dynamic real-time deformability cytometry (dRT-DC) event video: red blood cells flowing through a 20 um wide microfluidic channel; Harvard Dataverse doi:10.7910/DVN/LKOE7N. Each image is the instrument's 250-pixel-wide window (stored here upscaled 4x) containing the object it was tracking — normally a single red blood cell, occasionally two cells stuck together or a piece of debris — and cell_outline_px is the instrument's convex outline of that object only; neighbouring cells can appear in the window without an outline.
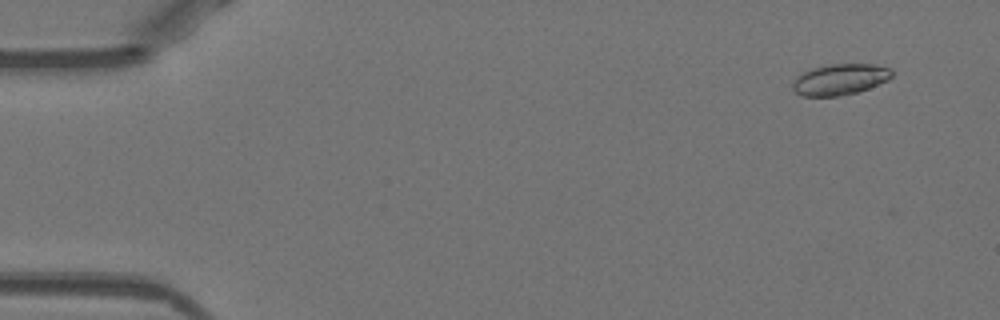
{"species": "Egyptian fruit bat (a non-hibernating species)", "species_latin": "Rousettus aegyptiacus", "temperature_condition": "warm", "stored_images_in_passage": 50, "camera_frame_rate_fps": 3000, "um_per_image_px": 0.085, "animal": {"sex": "female"}, "frame": {"image": 1, "passage_image": 4, "time_ms": 1.0, "image_size_px": [1000, 320], "cell_outline_px": [[892, 76], [888, 80], [868, 88], [856, 92], [836, 96], [800, 96], [792, 88], [792, 84], [796, 76], [812, 68], [832, 64], [872, 64], [892, 68]], "centroid_in_image_um": [71.39, 6.74], "position_along_channel_um": 13.6, "area_um2": 17.86}}
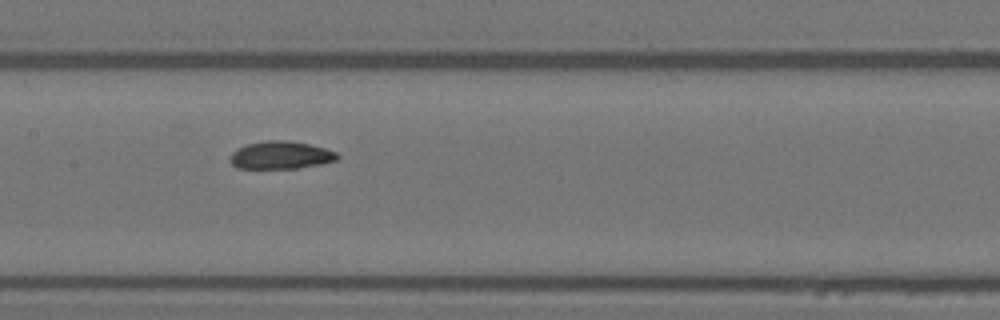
{"frame": {"image": 2, "passage_image": 26, "time_ms": 8.333, "image_size_px": [1000, 320], "cell_outline_px": [[340, 156], [336, 160], [320, 164], [296, 168], [236, 168], [228, 160], [232, 152], [248, 144], [264, 140], [284, 140], [308, 144], [324, 148], [336, 152]], "centroid_in_image_um": [23.84, 13.19], "position_along_channel_um": 183.6, "area_um2": 17.17}}
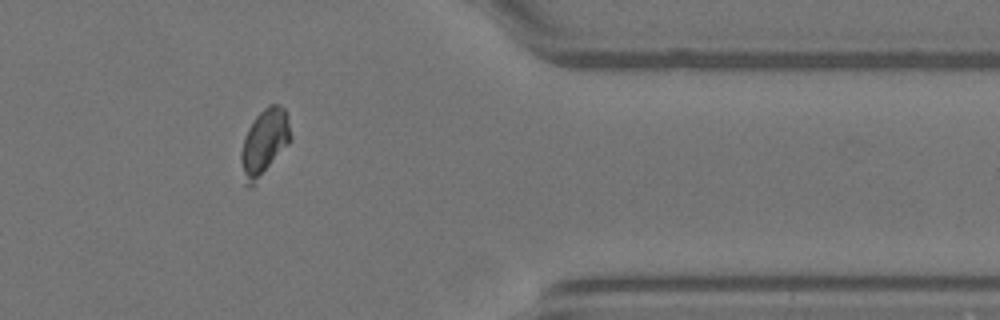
{"frame": {"image": 3, "passage_image": 43, "time_ms": 14.0, "image_size_px": [1000, 320], "cell_outline_px": [[292, 140], [252, 188], [248, 188], [244, 184], [240, 160], [240, 152], [248, 128], [256, 116], [268, 104], [280, 104], [284, 108], [288, 116], [292, 136]], "centroid_in_image_um": [22.47, 12.13], "position_along_channel_um": 388.9, "area_um2": 19.54}, "authors_computed_cell_mechanics": {"area_um2": 17.918, "velocity_mm_per_s": 3.9494, "shape_relaxation_time_tau1_ms": 6.0264, "shape_relaxation_time_tau2_ms": null, "deformation_change_tau1": 0.1727, "deformation_change_tau2": null}}